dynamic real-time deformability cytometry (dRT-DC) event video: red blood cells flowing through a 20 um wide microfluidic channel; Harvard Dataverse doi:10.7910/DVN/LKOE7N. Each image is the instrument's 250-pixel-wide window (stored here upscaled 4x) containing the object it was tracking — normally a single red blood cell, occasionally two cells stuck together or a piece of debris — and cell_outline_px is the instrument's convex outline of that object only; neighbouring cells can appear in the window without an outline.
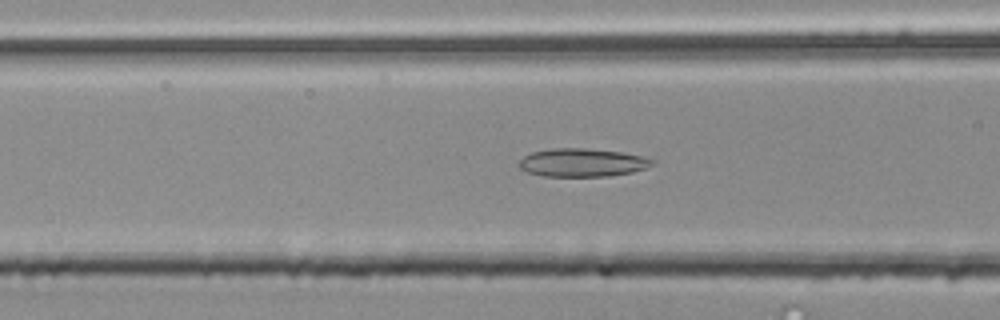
{"species": "common noctule bat (a hibernating species)", "species_latin": "Nyctalus noctula", "temperature_condition": "room temperature", "stored_images_in_passage": 43, "camera_frame_rate_fps": 3000, "um_per_image_px": 0.085, "animal": {"sex": "male", "body_mass_g": 20.4}, "frame": {"image": 1, "passage_image": 10, "time_ms": 3.0, "image_size_px": [1000, 320], "cell_outline_px": [[656, 164], [632, 172], [608, 176], [544, 176], [528, 172], [520, 168], [516, 164], [524, 156], [532, 152], [552, 148], [584, 148], [620, 152], [640, 156], [656, 160]], "centroid_in_image_um": [49.48, 13.82], "position_along_channel_um": 117.1, "area_um2": 21.85}}
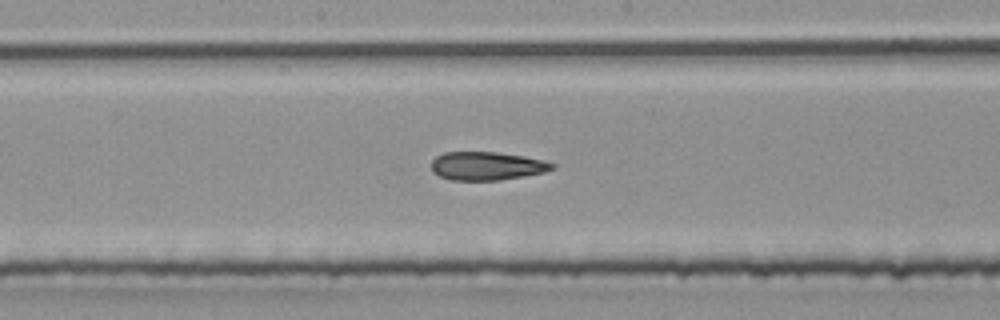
{"frame": {"image": 2, "passage_image": 17, "time_ms": 5.333, "image_size_px": [1000, 320], "cell_outline_px": [[556, 168], [544, 172], [524, 176], [500, 180], [448, 180], [432, 172], [432, 160], [436, 156], [444, 152], [496, 152], [524, 156], [544, 160], [556, 164]], "centroid_in_image_um": [41.39, 14.11], "position_along_channel_um": 206.8, "area_um2": 20.11}}
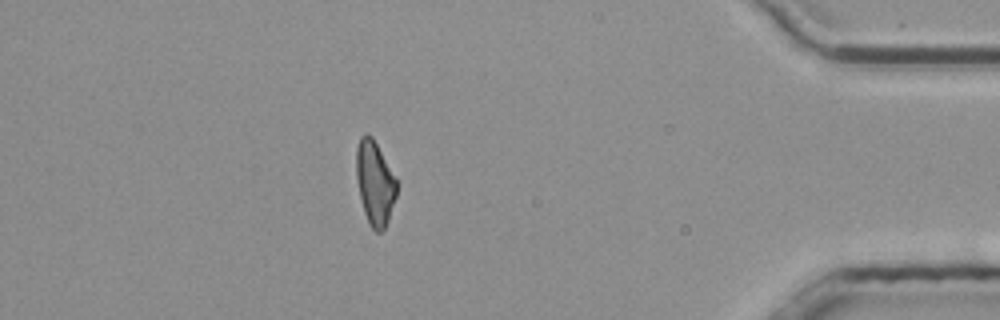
{"frame": {"image": 3, "passage_image": 36, "time_ms": 11.667, "image_size_px": [1000, 320], "cell_outline_px": [[396, 196], [388, 220], [384, 228], [380, 232], [376, 232], [372, 228], [364, 212], [360, 196], [356, 176], [356, 148], [360, 136], [372, 136], [396, 180]], "centroid_in_image_um": [31.84, 15.56], "position_along_channel_um": 403.4, "area_um2": 19.19}, "authors_computed_cell_mechanics": {"area_um2": 20.3456, "velocity_mm_per_s": 3.8363, "shape_relaxation_time_tau1_ms": null, "shape_relaxation_time_tau2_ms": 3.593, "deformation_change_tau1": null, "deformation_change_tau2": 0.1286}}